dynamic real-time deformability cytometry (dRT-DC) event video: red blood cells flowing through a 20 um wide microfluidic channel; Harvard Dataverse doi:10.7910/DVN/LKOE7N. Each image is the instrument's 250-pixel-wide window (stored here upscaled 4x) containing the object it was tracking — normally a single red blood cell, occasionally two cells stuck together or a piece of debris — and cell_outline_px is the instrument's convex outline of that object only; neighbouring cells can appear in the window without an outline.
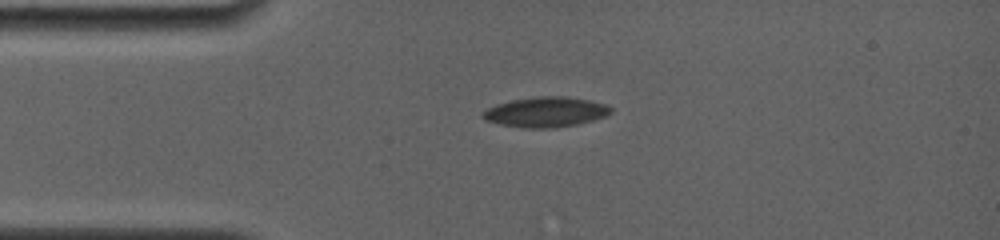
{"species": "common noctule bat (a hibernating species)", "species_latin": "Nyctalus noctula", "temperature_condition": "room temperature", "stored_images_in_passage": 9, "camera_frame_rate_fps": 4000, "um_per_image_px": 0.085, "animal": {"sex": "female", "body_mass_g": 19.0, "forearm_length_mm": 56.7}, "frame": {"image": 1, "passage_image": 1, "time_ms": 0.0, "image_size_px": [1000, 240], "cell_outline_px": [[612, 112], [604, 116], [592, 120], [576, 124], [552, 128], [524, 128], [500, 124], [484, 120], [480, 116], [488, 108], [496, 104], [512, 100], [536, 96], [568, 96], [608, 104], [612, 108]], "centroid_in_image_um": [46.38, 9.51], "position_along_channel_um": 38.6, "area_um2": 22.48}}
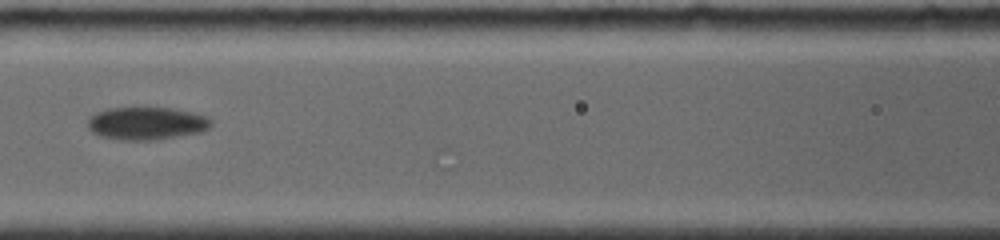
{"frame": {"image": 2, "passage_image": 6, "time_ms": 3.75, "image_size_px": [1000, 240], "cell_outline_px": [[212, 124], [208, 128], [200, 132], [156, 140], [116, 140], [100, 136], [92, 132], [88, 128], [88, 116], [96, 112], [108, 108], [172, 108], [192, 112], [208, 116], [212, 120]], "centroid_in_image_um": [12.44, 10.49], "position_along_channel_um": 154.2, "area_um2": 23.76}}
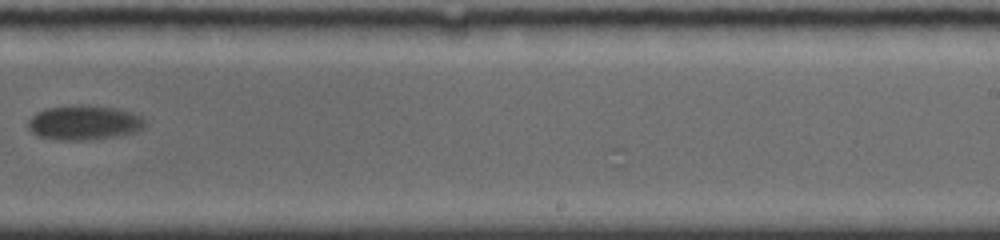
{"frame": {"image": 3, "passage_image": 9, "time_ms": 7.25, "image_size_px": [1000, 240], "cell_outline_px": [[148, 120], [136, 132], [116, 136], [88, 140], [56, 140], [40, 136], [32, 132], [28, 128], [28, 120], [36, 112], [44, 108], [80, 104], [88, 104], [116, 108], [132, 112]], "centroid_in_image_um": [7.13, 10.41], "position_along_channel_um": 281.9, "area_um2": 23.81}}